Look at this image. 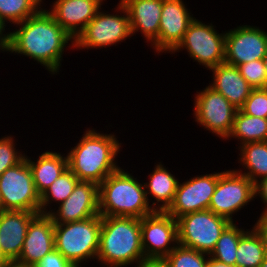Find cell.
Returning a JSON list of instances; mask_svg holds the SVG:
<instances>
[{"instance_id": "cell-1", "label": "cell", "mask_w": 267, "mask_h": 267, "mask_svg": "<svg viewBox=\"0 0 267 267\" xmlns=\"http://www.w3.org/2000/svg\"><path fill=\"white\" fill-rule=\"evenodd\" d=\"M18 29L10 32L8 52L36 60L52 75L60 70L64 50L72 38L46 9L16 24Z\"/></svg>"}, {"instance_id": "cell-2", "label": "cell", "mask_w": 267, "mask_h": 267, "mask_svg": "<svg viewBox=\"0 0 267 267\" xmlns=\"http://www.w3.org/2000/svg\"><path fill=\"white\" fill-rule=\"evenodd\" d=\"M85 131L77 145L66 154L68 168L80 181L99 185L120 168L115 159L122 145L114 134H103L94 129Z\"/></svg>"}, {"instance_id": "cell-3", "label": "cell", "mask_w": 267, "mask_h": 267, "mask_svg": "<svg viewBox=\"0 0 267 267\" xmlns=\"http://www.w3.org/2000/svg\"><path fill=\"white\" fill-rule=\"evenodd\" d=\"M145 258L140 219L101 216L97 261L103 267H126Z\"/></svg>"}, {"instance_id": "cell-4", "label": "cell", "mask_w": 267, "mask_h": 267, "mask_svg": "<svg viewBox=\"0 0 267 267\" xmlns=\"http://www.w3.org/2000/svg\"><path fill=\"white\" fill-rule=\"evenodd\" d=\"M136 179L128 171L119 168L98 185L101 216L141 219L154 212L147 201L144 184Z\"/></svg>"}, {"instance_id": "cell-5", "label": "cell", "mask_w": 267, "mask_h": 267, "mask_svg": "<svg viewBox=\"0 0 267 267\" xmlns=\"http://www.w3.org/2000/svg\"><path fill=\"white\" fill-rule=\"evenodd\" d=\"M100 230L101 215L80 221L54 224L55 249L73 266L82 267L81 263L96 260Z\"/></svg>"}, {"instance_id": "cell-6", "label": "cell", "mask_w": 267, "mask_h": 267, "mask_svg": "<svg viewBox=\"0 0 267 267\" xmlns=\"http://www.w3.org/2000/svg\"><path fill=\"white\" fill-rule=\"evenodd\" d=\"M178 244L210 255L224 230L231 224L209 209L177 218Z\"/></svg>"}, {"instance_id": "cell-7", "label": "cell", "mask_w": 267, "mask_h": 267, "mask_svg": "<svg viewBox=\"0 0 267 267\" xmlns=\"http://www.w3.org/2000/svg\"><path fill=\"white\" fill-rule=\"evenodd\" d=\"M100 11L99 9L95 17L75 39L74 47L76 49H97L114 44L116 46V43L125 41L127 37L132 36L128 12L120 1L116 10L120 15L119 13L114 15L108 11Z\"/></svg>"}, {"instance_id": "cell-8", "label": "cell", "mask_w": 267, "mask_h": 267, "mask_svg": "<svg viewBox=\"0 0 267 267\" xmlns=\"http://www.w3.org/2000/svg\"><path fill=\"white\" fill-rule=\"evenodd\" d=\"M225 34H219L212 23L207 25L195 18L171 54L185 48L194 61L210 70L224 63Z\"/></svg>"}, {"instance_id": "cell-9", "label": "cell", "mask_w": 267, "mask_h": 267, "mask_svg": "<svg viewBox=\"0 0 267 267\" xmlns=\"http://www.w3.org/2000/svg\"><path fill=\"white\" fill-rule=\"evenodd\" d=\"M0 195L4 211H28L40 214V195L35 188L26 158L0 175Z\"/></svg>"}, {"instance_id": "cell-10", "label": "cell", "mask_w": 267, "mask_h": 267, "mask_svg": "<svg viewBox=\"0 0 267 267\" xmlns=\"http://www.w3.org/2000/svg\"><path fill=\"white\" fill-rule=\"evenodd\" d=\"M254 198V183L247 176L235 170L222 171L208 209L234 223L233 214Z\"/></svg>"}, {"instance_id": "cell-11", "label": "cell", "mask_w": 267, "mask_h": 267, "mask_svg": "<svg viewBox=\"0 0 267 267\" xmlns=\"http://www.w3.org/2000/svg\"><path fill=\"white\" fill-rule=\"evenodd\" d=\"M196 93L193 110L195 121L209 132L226 139L238 109L209 85Z\"/></svg>"}, {"instance_id": "cell-12", "label": "cell", "mask_w": 267, "mask_h": 267, "mask_svg": "<svg viewBox=\"0 0 267 267\" xmlns=\"http://www.w3.org/2000/svg\"><path fill=\"white\" fill-rule=\"evenodd\" d=\"M145 258H165L178 245L177 220L166 211H154L140 219Z\"/></svg>"}, {"instance_id": "cell-13", "label": "cell", "mask_w": 267, "mask_h": 267, "mask_svg": "<svg viewBox=\"0 0 267 267\" xmlns=\"http://www.w3.org/2000/svg\"><path fill=\"white\" fill-rule=\"evenodd\" d=\"M267 52V32L250 25L237 26L225 34L224 62L238 66L264 59Z\"/></svg>"}, {"instance_id": "cell-14", "label": "cell", "mask_w": 267, "mask_h": 267, "mask_svg": "<svg viewBox=\"0 0 267 267\" xmlns=\"http://www.w3.org/2000/svg\"><path fill=\"white\" fill-rule=\"evenodd\" d=\"M218 179L219 172H215L179 182L174 200L166 212L177 219L187 213L208 209Z\"/></svg>"}, {"instance_id": "cell-15", "label": "cell", "mask_w": 267, "mask_h": 267, "mask_svg": "<svg viewBox=\"0 0 267 267\" xmlns=\"http://www.w3.org/2000/svg\"><path fill=\"white\" fill-rule=\"evenodd\" d=\"M48 215L54 224L80 221L100 215L98 184L92 181H79L70 196L59 204L57 210L50 208Z\"/></svg>"}, {"instance_id": "cell-16", "label": "cell", "mask_w": 267, "mask_h": 267, "mask_svg": "<svg viewBox=\"0 0 267 267\" xmlns=\"http://www.w3.org/2000/svg\"><path fill=\"white\" fill-rule=\"evenodd\" d=\"M54 249L53 220L48 214H37L29 223L22 251L14 263L32 267Z\"/></svg>"}, {"instance_id": "cell-17", "label": "cell", "mask_w": 267, "mask_h": 267, "mask_svg": "<svg viewBox=\"0 0 267 267\" xmlns=\"http://www.w3.org/2000/svg\"><path fill=\"white\" fill-rule=\"evenodd\" d=\"M195 19L182 0H163L158 33V53H170Z\"/></svg>"}, {"instance_id": "cell-18", "label": "cell", "mask_w": 267, "mask_h": 267, "mask_svg": "<svg viewBox=\"0 0 267 267\" xmlns=\"http://www.w3.org/2000/svg\"><path fill=\"white\" fill-rule=\"evenodd\" d=\"M105 0H56L48 12L74 40L95 17Z\"/></svg>"}, {"instance_id": "cell-19", "label": "cell", "mask_w": 267, "mask_h": 267, "mask_svg": "<svg viewBox=\"0 0 267 267\" xmlns=\"http://www.w3.org/2000/svg\"><path fill=\"white\" fill-rule=\"evenodd\" d=\"M28 211L0 213V246L4 260L15 262L22 251L30 221L37 215Z\"/></svg>"}, {"instance_id": "cell-20", "label": "cell", "mask_w": 267, "mask_h": 267, "mask_svg": "<svg viewBox=\"0 0 267 267\" xmlns=\"http://www.w3.org/2000/svg\"><path fill=\"white\" fill-rule=\"evenodd\" d=\"M128 12L132 36L141 32L158 52V33L163 0H120Z\"/></svg>"}, {"instance_id": "cell-21", "label": "cell", "mask_w": 267, "mask_h": 267, "mask_svg": "<svg viewBox=\"0 0 267 267\" xmlns=\"http://www.w3.org/2000/svg\"><path fill=\"white\" fill-rule=\"evenodd\" d=\"M210 70L213 72V83L209 86L240 109L254 88L241 76L238 67L224 62Z\"/></svg>"}, {"instance_id": "cell-22", "label": "cell", "mask_w": 267, "mask_h": 267, "mask_svg": "<svg viewBox=\"0 0 267 267\" xmlns=\"http://www.w3.org/2000/svg\"><path fill=\"white\" fill-rule=\"evenodd\" d=\"M148 176L149 182L144 183L148 203V196L151 195L157 201H152L153 210L166 211L174 200L179 180L161 162L155 165L154 171Z\"/></svg>"}, {"instance_id": "cell-23", "label": "cell", "mask_w": 267, "mask_h": 267, "mask_svg": "<svg viewBox=\"0 0 267 267\" xmlns=\"http://www.w3.org/2000/svg\"><path fill=\"white\" fill-rule=\"evenodd\" d=\"M32 172L33 181L38 194L41 196L50 185L68 169L67 155L64 157L59 152L46 151L32 161L25 155Z\"/></svg>"}, {"instance_id": "cell-24", "label": "cell", "mask_w": 267, "mask_h": 267, "mask_svg": "<svg viewBox=\"0 0 267 267\" xmlns=\"http://www.w3.org/2000/svg\"><path fill=\"white\" fill-rule=\"evenodd\" d=\"M241 165L246 171L237 172L247 176L253 183L267 177V141L250 142L239 147Z\"/></svg>"}, {"instance_id": "cell-25", "label": "cell", "mask_w": 267, "mask_h": 267, "mask_svg": "<svg viewBox=\"0 0 267 267\" xmlns=\"http://www.w3.org/2000/svg\"><path fill=\"white\" fill-rule=\"evenodd\" d=\"M236 255L235 267H259L263 262L267 248L254 226L240 237Z\"/></svg>"}, {"instance_id": "cell-26", "label": "cell", "mask_w": 267, "mask_h": 267, "mask_svg": "<svg viewBox=\"0 0 267 267\" xmlns=\"http://www.w3.org/2000/svg\"><path fill=\"white\" fill-rule=\"evenodd\" d=\"M228 138L240 140V146L250 142L267 141V119L247 115L237 110Z\"/></svg>"}, {"instance_id": "cell-27", "label": "cell", "mask_w": 267, "mask_h": 267, "mask_svg": "<svg viewBox=\"0 0 267 267\" xmlns=\"http://www.w3.org/2000/svg\"><path fill=\"white\" fill-rule=\"evenodd\" d=\"M245 232L241 227L238 228L236 223H231L221 234L209 257L219 263L235 267L238 243Z\"/></svg>"}, {"instance_id": "cell-28", "label": "cell", "mask_w": 267, "mask_h": 267, "mask_svg": "<svg viewBox=\"0 0 267 267\" xmlns=\"http://www.w3.org/2000/svg\"><path fill=\"white\" fill-rule=\"evenodd\" d=\"M79 181L69 168L64 171L40 196V214H49L47 207L49 206L50 208L52 201L57 204L64 202L73 192L74 187Z\"/></svg>"}, {"instance_id": "cell-29", "label": "cell", "mask_w": 267, "mask_h": 267, "mask_svg": "<svg viewBox=\"0 0 267 267\" xmlns=\"http://www.w3.org/2000/svg\"><path fill=\"white\" fill-rule=\"evenodd\" d=\"M43 0H0V18L7 24H19L36 15L42 8Z\"/></svg>"}, {"instance_id": "cell-30", "label": "cell", "mask_w": 267, "mask_h": 267, "mask_svg": "<svg viewBox=\"0 0 267 267\" xmlns=\"http://www.w3.org/2000/svg\"><path fill=\"white\" fill-rule=\"evenodd\" d=\"M164 259L169 267H207L209 255L178 244Z\"/></svg>"}, {"instance_id": "cell-31", "label": "cell", "mask_w": 267, "mask_h": 267, "mask_svg": "<svg viewBox=\"0 0 267 267\" xmlns=\"http://www.w3.org/2000/svg\"><path fill=\"white\" fill-rule=\"evenodd\" d=\"M241 76L254 88H267V76L263 59L237 66Z\"/></svg>"}, {"instance_id": "cell-32", "label": "cell", "mask_w": 267, "mask_h": 267, "mask_svg": "<svg viewBox=\"0 0 267 267\" xmlns=\"http://www.w3.org/2000/svg\"><path fill=\"white\" fill-rule=\"evenodd\" d=\"M14 136L0 138V175L11 167L16 166L25 158V153L16 150ZM21 153V154H20Z\"/></svg>"}, {"instance_id": "cell-33", "label": "cell", "mask_w": 267, "mask_h": 267, "mask_svg": "<svg viewBox=\"0 0 267 267\" xmlns=\"http://www.w3.org/2000/svg\"><path fill=\"white\" fill-rule=\"evenodd\" d=\"M240 110L247 115L267 119V88L253 89Z\"/></svg>"}, {"instance_id": "cell-34", "label": "cell", "mask_w": 267, "mask_h": 267, "mask_svg": "<svg viewBox=\"0 0 267 267\" xmlns=\"http://www.w3.org/2000/svg\"><path fill=\"white\" fill-rule=\"evenodd\" d=\"M32 267H75L56 249L46 254Z\"/></svg>"}, {"instance_id": "cell-35", "label": "cell", "mask_w": 267, "mask_h": 267, "mask_svg": "<svg viewBox=\"0 0 267 267\" xmlns=\"http://www.w3.org/2000/svg\"><path fill=\"white\" fill-rule=\"evenodd\" d=\"M256 196L261 197L260 200L265 204L263 212H267V177L254 183V197Z\"/></svg>"}, {"instance_id": "cell-36", "label": "cell", "mask_w": 267, "mask_h": 267, "mask_svg": "<svg viewBox=\"0 0 267 267\" xmlns=\"http://www.w3.org/2000/svg\"><path fill=\"white\" fill-rule=\"evenodd\" d=\"M253 226L261 234L267 248V212H262Z\"/></svg>"}, {"instance_id": "cell-37", "label": "cell", "mask_w": 267, "mask_h": 267, "mask_svg": "<svg viewBox=\"0 0 267 267\" xmlns=\"http://www.w3.org/2000/svg\"><path fill=\"white\" fill-rule=\"evenodd\" d=\"M135 267H169L164 258H144Z\"/></svg>"}, {"instance_id": "cell-38", "label": "cell", "mask_w": 267, "mask_h": 267, "mask_svg": "<svg viewBox=\"0 0 267 267\" xmlns=\"http://www.w3.org/2000/svg\"><path fill=\"white\" fill-rule=\"evenodd\" d=\"M6 26L7 25L0 18V50L4 52H7L10 42V32L4 33Z\"/></svg>"}, {"instance_id": "cell-39", "label": "cell", "mask_w": 267, "mask_h": 267, "mask_svg": "<svg viewBox=\"0 0 267 267\" xmlns=\"http://www.w3.org/2000/svg\"><path fill=\"white\" fill-rule=\"evenodd\" d=\"M207 267H234V266L219 263V262H217V261H215V260H213L212 258L209 257V261H208V266Z\"/></svg>"}, {"instance_id": "cell-40", "label": "cell", "mask_w": 267, "mask_h": 267, "mask_svg": "<svg viewBox=\"0 0 267 267\" xmlns=\"http://www.w3.org/2000/svg\"><path fill=\"white\" fill-rule=\"evenodd\" d=\"M1 267H26V266H21V265L14 263V262H9V263H6L5 265L1 266Z\"/></svg>"}, {"instance_id": "cell-41", "label": "cell", "mask_w": 267, "mask_h": 267, "mask_svg": "<svg viewBox=\"0 0 267 267\" xmlns=\"http://www.w3.org/2000/svg\"><path fill=\"white\" fill-rule=\"evenodd\" d=\"M7 262L4 260V258L2 257V254H1V246H0V267L5 265Z\"/></svg>"}, {"instance_id": "cell-42", "label": "cell", "mask_w": 267, "mask_h": 267, "mask_svg": "<svg viewBox=\"0 0 267 267\" xmlns=\"http://www.w3.org/2000/svg\"><path fill=\"white\" fill-rule=\"evenodd\" d=\"M263 62H264V65H265L266 76H267V52H266V55L264 56Z\"/></svg>"}, {"instance_id": "cell-43", "label": "cell", "mask_w": 267, "mask_h": 267, "mask_svg": "<svg viewBox=\"0 0 267 267\" xmlns=\"http://www.w3.org/2000/svg\"><path fill=\"white\" fill-rule=\"evenodd\" d=\"M259 267H267V255H266V257L264 258L263 262L260 264Z\"/></svg>"}, {"instance_id": "cell-44", "label": "cell", "mask_w": 267, "mask_h": 267, "mask_svg": "<svg viewBox=\"0 0 267 267\" xmlns=\"http://www.w3.org/2000/svg\"><path fill=\"white\" fill-rule=\"evenodd\" d=\"M3 211H4V206H3L1 195H0V213Z\"/></svg>"}]
</instances>
